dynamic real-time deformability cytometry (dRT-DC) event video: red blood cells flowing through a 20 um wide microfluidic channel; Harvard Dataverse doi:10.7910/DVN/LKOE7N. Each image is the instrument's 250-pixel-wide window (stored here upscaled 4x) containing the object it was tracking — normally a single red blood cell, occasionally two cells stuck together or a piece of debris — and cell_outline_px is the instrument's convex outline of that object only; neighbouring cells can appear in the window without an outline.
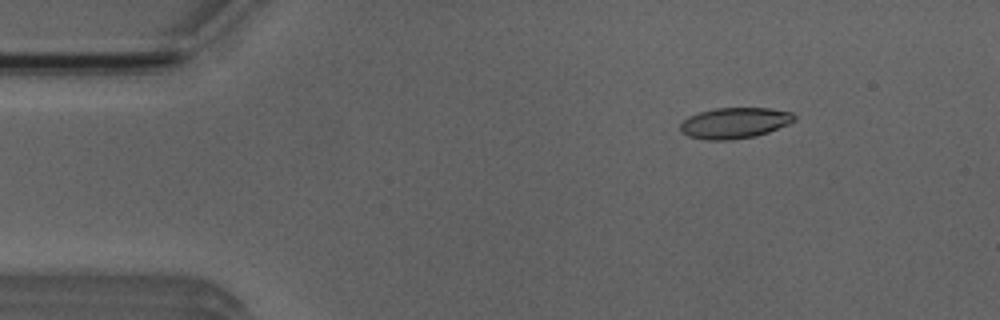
{"species": "Egyptian fruit bat (a non-hibernating species)", "species_latin": "Rousettus aegyptiacus", "temperature_condition": "room temperature", "stored_images_in_passage": 4, "camera_frame_rate_fps": 3000, "um_per_image_px": 0.085, "animal": {"sex": "male"}, "frame": {"image": 1, "passage_image": 2, "time_ms": 1.333, "image_size_px": [1000, 320], "cell_outline_px": [[796, 120], [788, 124], [768, 132], [756, 136], [732, 140], [708, 140], [688, 136], [680, 132], [680, 124], [688, 116], [700, 112], [716, 108], [768, 108], [792, 112], [796, 116]], "centroid_in_image_um": [62.44, 10.46], "position_along_channel_um": 22.6, "area_um2": 20.58}}